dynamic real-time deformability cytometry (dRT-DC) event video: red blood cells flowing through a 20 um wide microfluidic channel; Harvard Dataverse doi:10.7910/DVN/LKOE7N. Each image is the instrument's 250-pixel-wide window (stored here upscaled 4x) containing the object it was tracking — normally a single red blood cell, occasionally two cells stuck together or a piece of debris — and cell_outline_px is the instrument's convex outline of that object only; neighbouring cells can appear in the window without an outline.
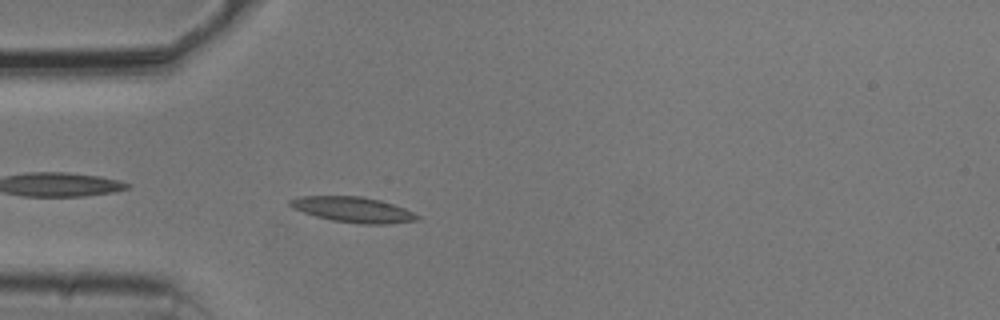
{"species": "common noctule bat (a hibernating species)", "species_latin": "Nyctalus noctula", "temperature_condition": "cold", "stored_images_in_passage": 41, "camera_frame_rate_fps": 3000, "um_per_image_px": 0.085, "animal": {"sex": "male", "body_mass_g": 20.5, "forearm_length_mm": 52.5}, "frame": {"image": 1, "passage_image": 3, "time_ms": 0.667, "image_size_px": [1000, 320], "cell_outline_px": [[420, 216], [416, 220], [388, 224], [360, 224], [332, 220], [316, 216], [292, 208], [288, 204], [288, 200], [300, 196], [360, 196], [380, 200], [404, 208]], "centroid_in_image_um": [29.98, 17.81], "position_along_channel_um": 55.0, "area_um2": 18.73}}
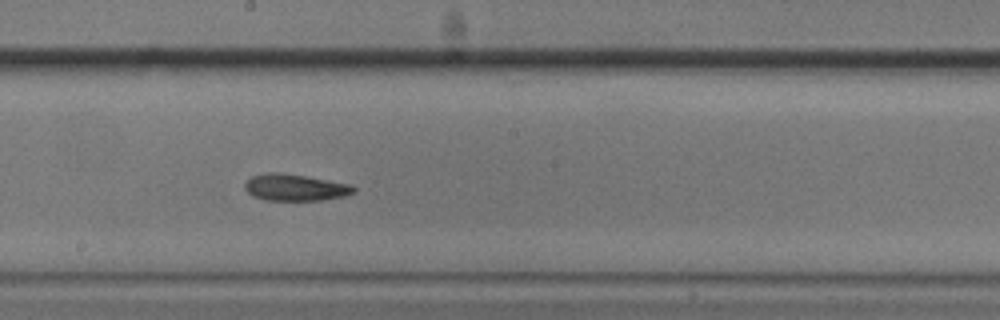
{"frame": {"image": 2, "passage_image": 17, "time_ms": 5.333, "image_size_px": [1000, 320], "cell_outline_px": [[356, 192], [344, 196], [320, 200], [264, 200], [252, 196], [244, 188], [244, 184], [252, 176], [268, 172], [280, 172], [352, 184], [356, 188]], "centroid_in_image_um": [25.09, 15.93], "position_along_channel_um": 223.1, "area_um2": 16.94}}
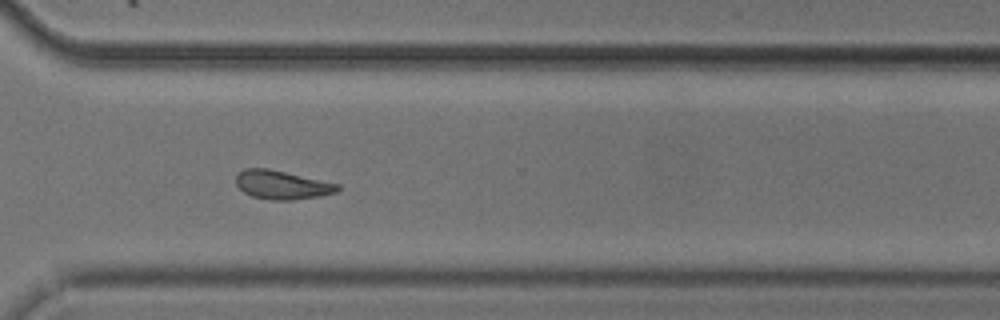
{"frame": {"image": 3, "passage_image": 27, "time_ms": 8.667, "image_size_px": [1000, 320], "cell_outline_px": [[340, 188], [336, 192], [320, 196], [292, 200], [272, 200], [252, 196], [244, 192], [236, 184], [236, 176], [244, 168], [268, 168], [340, 184]], "centroid_in_image_um": [23.97, 15.71], "position_along_channel_um": 346.6, "area_um2": 16.94}, "authors_computed_cell_mechanics": {"area_um2": 17.2822, "velocity_mm_per_s": 3.7164, "shape_relaxation_time_tau1_ms": null, "shape_relaxation_time_tau2_ms": 5.689, "deformation_change_tau1": null, "deformation_change_tau2": 0.1334}}